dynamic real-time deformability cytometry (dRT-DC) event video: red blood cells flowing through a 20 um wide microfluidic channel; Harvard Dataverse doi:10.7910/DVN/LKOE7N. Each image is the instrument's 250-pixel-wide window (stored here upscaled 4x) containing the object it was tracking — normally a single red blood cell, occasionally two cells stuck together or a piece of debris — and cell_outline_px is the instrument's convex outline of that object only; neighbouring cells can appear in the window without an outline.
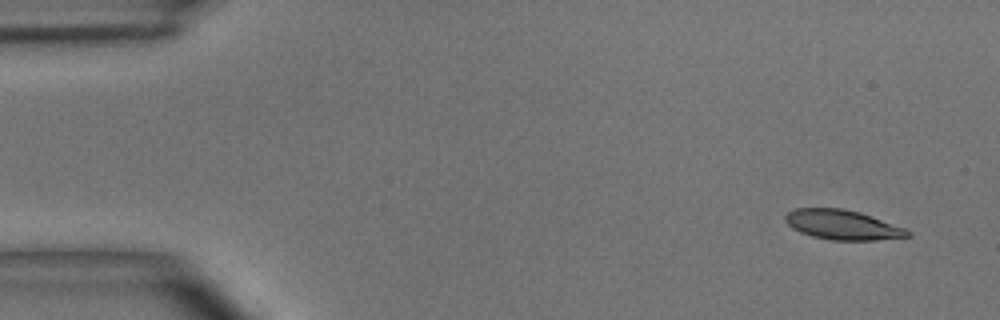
{"species": "common noctule bat (a hibernating species)", "species_latin": "Nyctalus noctula", "temperature_condition": "room temperature", "stored_images_in_passage": 4, "camera_frame_rate_fps": 3000, "um_per_image_px": 0.085, "animal": {"sex": "male", "body_mass_g": 15.6}, "frame": {"image": 1, "passage_image": 1, "time_ms": 0.0, "image_size_px": [1000, 320], "cell_outline_px": [[912, 236], [872, 240], [832, 240], [812, 236], [800, 232], [792, 228], [784, 220], [784, 216], [788, 212], [796, 208], [840, 208], [860, 212], [872, 216], [904, 228], [912, 232]], "centroid_in_image_um": [71.6, 19.1], "position_along_channel_um": 13.4, "area_um2": 21.1}}
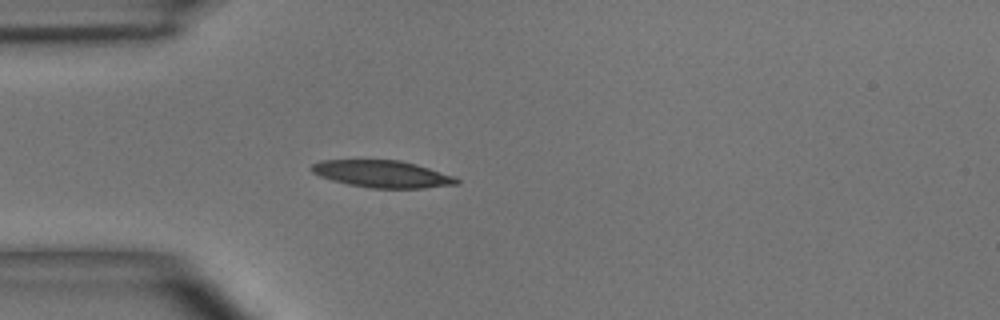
{"frame": {"image": 2, "passage_image": 4, "time_ms": 3.667, "image_size_px": [1000, 320], "cell_outline_px": [[460, 184], [424, 188], [368, 188], [348, 184], [332, 180], [320, 176], [312, 172], [308, 168], [312, 164], [320, 160], [400, 160], [416, 164], [452, 176], [460, 180]], "centroid_in_image_um": [32.46, 14.79], "position_along_channel_um": 52.5, "area_um2": 22.89}}